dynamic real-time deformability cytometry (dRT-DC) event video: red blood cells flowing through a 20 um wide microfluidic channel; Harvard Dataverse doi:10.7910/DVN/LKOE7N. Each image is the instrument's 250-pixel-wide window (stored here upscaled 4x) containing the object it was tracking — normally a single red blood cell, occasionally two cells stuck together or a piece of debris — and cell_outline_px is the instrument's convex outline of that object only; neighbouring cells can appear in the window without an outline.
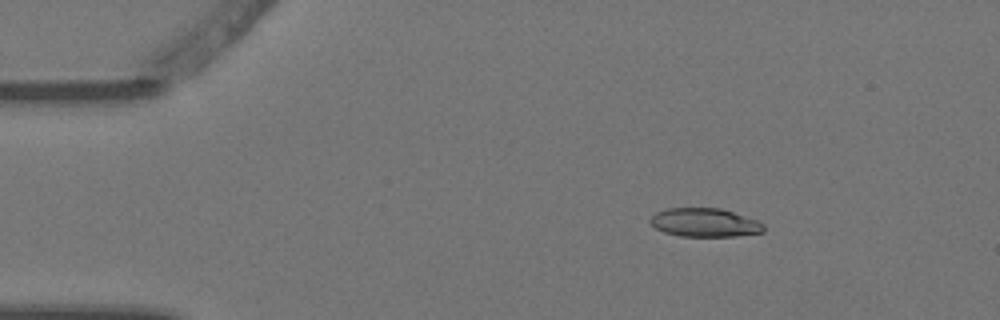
{"species": "Egyptian fruit bat (a non-hibernating species)", "species_latin": "Rousettus aegyptiacus", "temperature_condition": "warm", "stored_images_in_passage": 3, "camera_frame_rate_fps": 3000, "um_per_image_px": 0.085, "animal": {"sex": "female"}, "frame": {"image": 1, "passage_image": 2, "time_ms": 0.333, "image_size_px": [1000, 320], "cell_outline_px": [[764, 232], [736, 236], [680, 236], [664, 232], [656, 228], [648, 220], [656, 212], [668, 208], [720, 208], [756, 220], [764, 224]], "centroid_in_image_um": [59.89, 18.92], "position_along_channel_um": 25.1, "area_um2": 18.79}}